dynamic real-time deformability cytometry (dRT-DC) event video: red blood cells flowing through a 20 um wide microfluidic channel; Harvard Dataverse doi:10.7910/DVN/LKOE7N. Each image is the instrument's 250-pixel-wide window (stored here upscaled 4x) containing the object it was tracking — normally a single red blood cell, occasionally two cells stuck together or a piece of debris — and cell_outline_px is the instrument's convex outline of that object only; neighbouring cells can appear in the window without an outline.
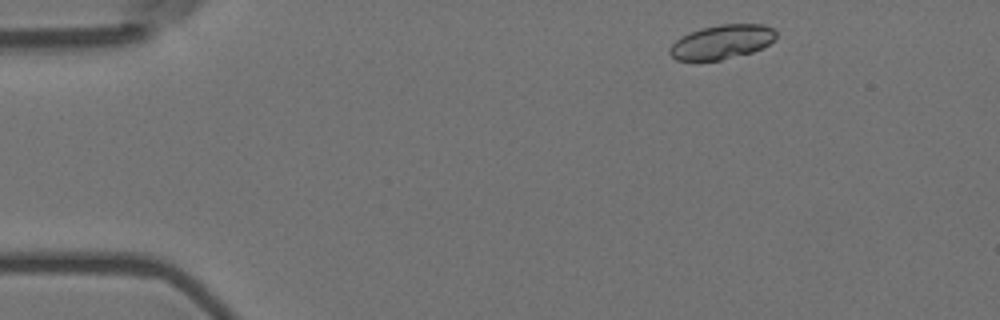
{"species": "Egyptian fruit bat (a non-hibernating species)", "species_latin": "Rousettus aegyptiacus", "temperature_condition": "room temperature", "stored_images_in_passage": 4, "camera_frame_rate_fps": 3000, "um_per_image_px": 0.085, "animal": {"sex": "female"}, "frame": {"image": 1, "passage_image": 1, "time_ms": 0.0, "image_size_px": [1000, 320], "cell_outline_px": [[776, 36], [768, 44], [752, 52], [720, 60], [676, 60], [668, 52], [668, 48], [680, 36], [700, 28], [720, 24], [764, 24], [772, 28], [776, 32]], "centroid_in_image_um": [61.32, 3.55], "position_along_channel_um": 23.7, "area_um2": 21.1}}
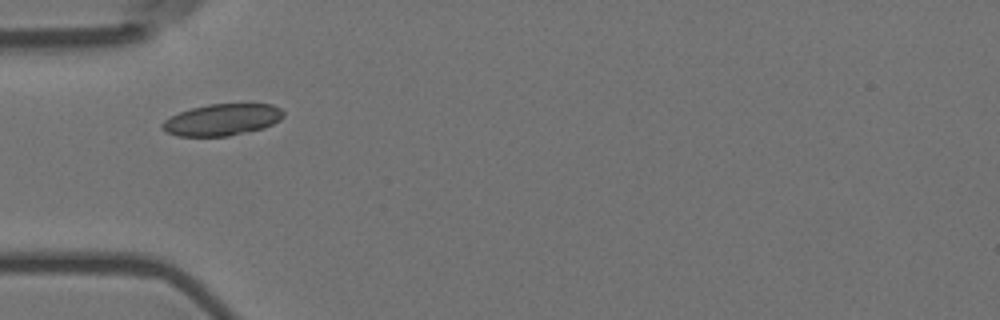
{"frame": {"image": 2, "passage_image": 4, "time_ms": 1.0, "image_size_px": [1000, 320], "cell_outline_px": [[284, 116], [280, 120], [264, 128], [228, 136], [176, 136], [160, 128], [160, 124], [164, 120], [180, 112], [192, 108], [208, 104], [272, 104], [280, 108], [284, 112]], "centroid_in_image_um": [18.88, 10.18], "position_along_channel_um": 66.1, "area_um2": 22.31}}